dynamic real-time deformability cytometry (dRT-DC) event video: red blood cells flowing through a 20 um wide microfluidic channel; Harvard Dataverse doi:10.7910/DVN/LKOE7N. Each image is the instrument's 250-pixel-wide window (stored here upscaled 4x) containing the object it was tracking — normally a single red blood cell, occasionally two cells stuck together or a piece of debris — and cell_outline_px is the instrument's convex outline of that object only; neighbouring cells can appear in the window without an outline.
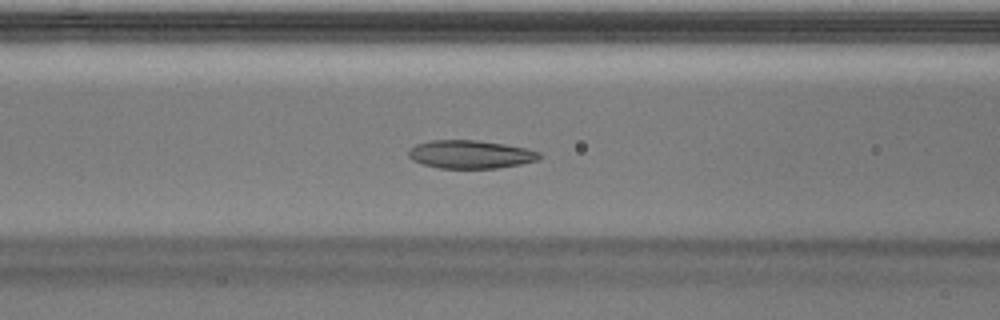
{"species": "Egyptian fruit bat (a non-hibernating species)", "species_latin": "Rousettus aegyptiacus", "temperature_condition": "warm", "stored_images_in_passage": 38, "segment_of_instrument_passage": [1, 2], "camera_frame_rate_fps": 3000, "um_per_image_px": 0.085, "animal": {"sex": "male"}, "frame": {"image": 1, "passage_image": 8, "time_ms": 2.333, "image_size_px": [1000, 320], "cell_outline_px": [[540, 156], [536, 160], [520, 164], [496, 168], [440, 168], [424, 164], [412, 160], [408, 156], [408, 152], [416, 144], [432, 140], [476, 140], [504, 144], [524, 148], [540, 152]], "centroid_in_image_um": [39.96, 13.12], "position_along_channel_um": 126.6, "area_um2": 21.21}}
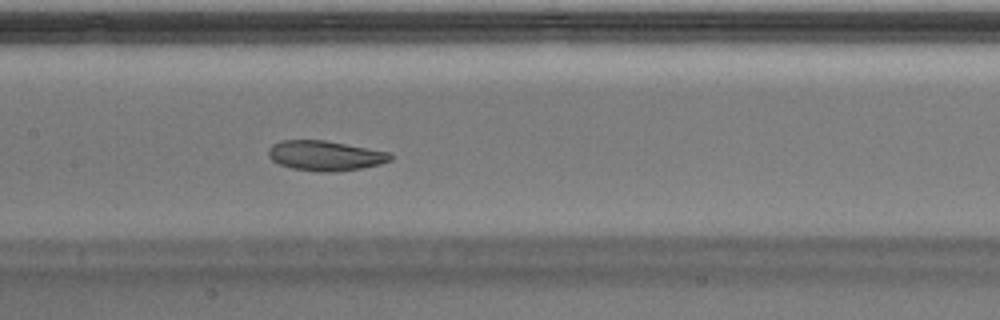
{"frame": {"image": 2, "passage_image": 12, "time_ms": 3.667, "image_size_px": [1000, 320], "cell_outline_px": [[392, 160], [380, 164], [360, 168], [336, 172], [320, 172], [292, 168], [280, 164], [272, 160], [268, 156], [268, 148], [272, 144], [280, 140], [324, 140], [388, 152], [392, 156]], "centroid_in_image_um": [27.61, 13.23], "position_along_channel_um": 179.8, "area_um2": 21.21}}
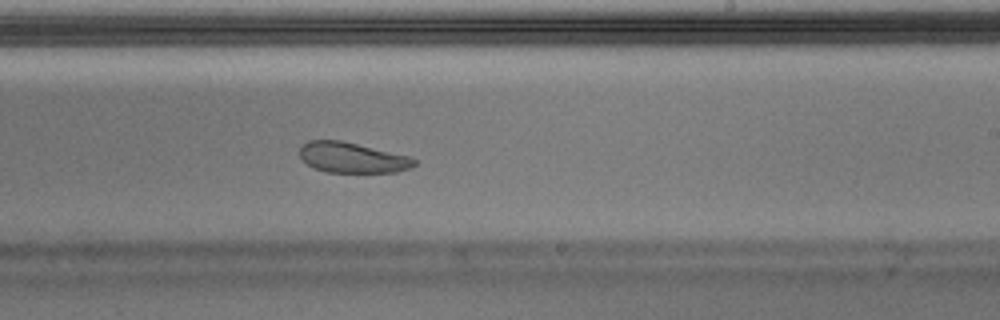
{"frame": {"image": 3, "passage_image": 18, "time_ms": 5.667, "image_size_px": [1000, 320], "cell_outline_px": [[416, 164], [412, 168], [396, 172], [324, 172], [312, 168], [300, 156], [300, 148], [308, 140], [340, 140], [408, 156], [416, 160]], "centroid_in_image_um": [29.93, 13.41], "position_along_channel_um": 259.1, "area_um2": 20.17}}